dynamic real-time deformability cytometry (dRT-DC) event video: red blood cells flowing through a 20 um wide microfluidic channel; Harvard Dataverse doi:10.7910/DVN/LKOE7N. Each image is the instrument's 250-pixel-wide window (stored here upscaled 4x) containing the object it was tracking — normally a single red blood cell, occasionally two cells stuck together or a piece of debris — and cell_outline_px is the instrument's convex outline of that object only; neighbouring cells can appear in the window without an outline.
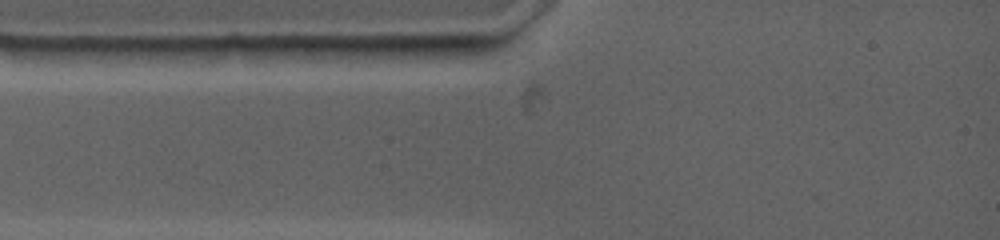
{"species": "common noctule bat (a hibernating species)", "species_latin": "Nyctalus noctula", "temperature_condition": "warm", "stored_images_in_passage": 2, "camera_frame_rate_fps": 4500, "um_per_image_px": 0.085, "animal": {"sex": "female", "body_mass_g": 19.0, "forearm_length_mm": 53.3}, "frame": {"image": 1, "passage_image": 1, "time_ms": 0.0, "image_size_px": [1000, 240], "cell_outline_px": [[448, 48], [436, 56], [368, 64], [364, 64], [312, 56], [304, 48], [392, 44], [444, 44]], "centroid_in_image_um": [32.11, 4.47], "position_along_channel_um": 52.9, "area_um2": 14.28}}